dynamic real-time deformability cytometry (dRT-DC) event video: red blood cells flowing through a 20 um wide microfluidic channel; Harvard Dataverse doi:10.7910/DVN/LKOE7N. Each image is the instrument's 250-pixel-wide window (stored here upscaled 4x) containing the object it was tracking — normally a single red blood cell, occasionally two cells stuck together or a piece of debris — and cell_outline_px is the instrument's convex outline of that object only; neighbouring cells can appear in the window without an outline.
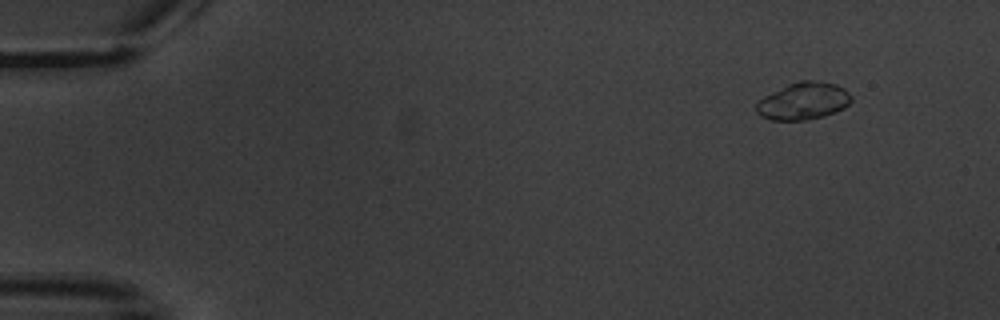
{"species": "common noctule bat (a hibernating species)", "species_latin": "Nyctalus noctula", "temperature_condition": "warm", "stored_images_in_passage": 8, "camera_frame_rate_fps": 3000, "um_per_image_px": 0.085, "animal": {"sex": "male", "body_mass_g": 20.1, "forearm_length_mm": 53.5}, "frame": {"image": 1, "passage_image": 1, "time_ms": 0.0, "image_size_px": [1000, 320], "cell_outline_px": [[852, 100], [844, 108], [824, 116], [808, 120], [772, 120], [760, 116], [756, 112], [756, 104], [764, 96], [788, 84], [800, 80], [812, 80], [836, 84], [844, 88], [852, 96]], "centroid_in_image_um": [68.29, 8.59], "position_along_channel_um": 16.7, "area_um2": 20.63}}
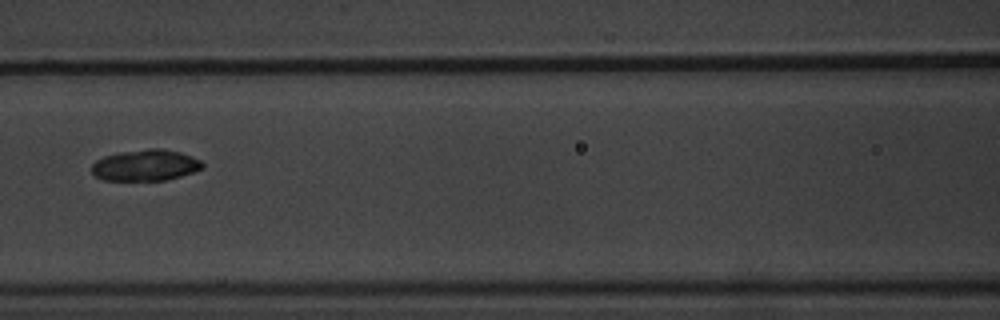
{"frame": {"image": 2, "passage_image": 7, "time_ms": 7.333, "image_size_px": [1000, 320], "cell_outline_px": [[204, 168], [180, 176], [164, 180], [104, 180], [96, 176], [92, 172], [92, 164], [96, 160], [104, 156], [120, 152], [148, 148], [160, 148], [180, 152], [192, 156], [200, 160], [204, 164]], "centroid_in_image_um": [12.37, 14.03], "position_along_channel_um": 154.2, "area_um2": 20.11}}
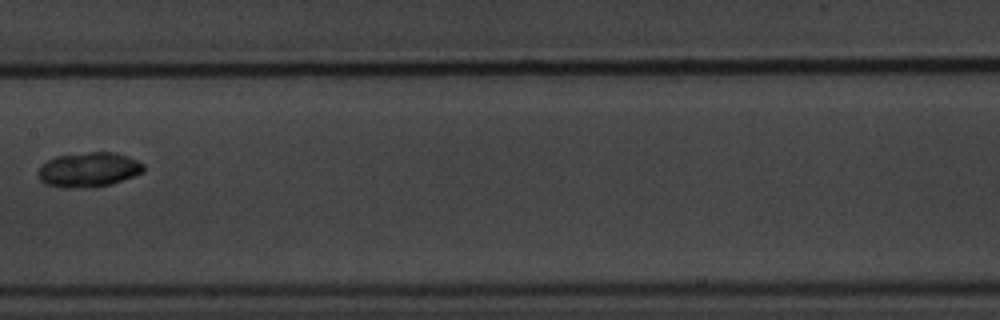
{"frame": {"image": 3, "passage_image": 8, "time_ms": 8.667, "image_size_px": [1000, 320], "cell_outline_px": [[144, 172], [112, 184], [96, 188], [64, 188], [44, 184], [36, 176], [36, 172], [40, 164], [56, 156], [88, 152], [116, 152], [128, 156], [144, 164]], "centroid_in_image_um": [7.5, 14.44], "position_along_channel_um": 199.9, "area_um2": 21.85}}